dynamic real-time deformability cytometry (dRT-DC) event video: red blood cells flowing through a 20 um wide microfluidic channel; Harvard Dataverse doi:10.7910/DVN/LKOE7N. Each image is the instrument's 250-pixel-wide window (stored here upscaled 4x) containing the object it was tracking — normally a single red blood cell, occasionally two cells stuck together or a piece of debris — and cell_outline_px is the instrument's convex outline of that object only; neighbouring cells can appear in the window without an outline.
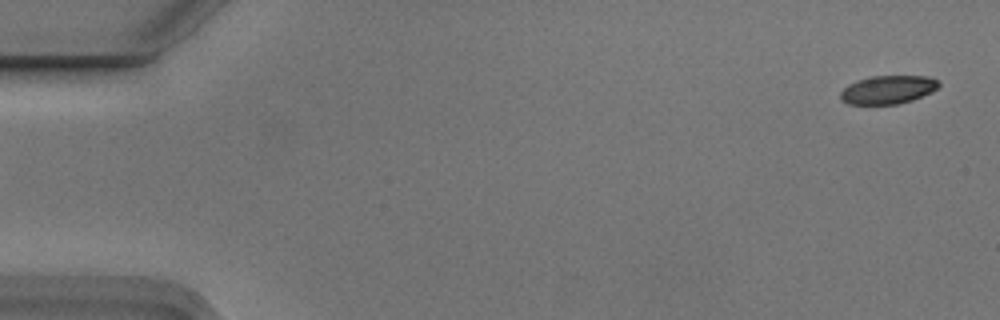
{"species": "Egyptian fruit bat (a non-hibernating species)", "species_latin": "Rousettus aegyptiacus", "temperature_condition": "cold", "stored_images_in_passage": 5, "camera_frame_rate_fps": 3000, "um_per_image_px": 0.085, "animal": {"sex": "male"}, "frame": {"image": 1, "passage_image": 5, "time_ms": 1.333, "image_size_px": [1000, 320], "cell_outline_px": [[940, 84], [936, 88], [912, 100], [896, 104], [848, 104], [840, 100], [840, 92], [848, 84], [856, 80], [872, 76], [928, 76], [936, 80]], "centroid_in_image_um": [75.4, 7.62], "position_along_channel_um": 9.6, "area_um2": 16.07}}